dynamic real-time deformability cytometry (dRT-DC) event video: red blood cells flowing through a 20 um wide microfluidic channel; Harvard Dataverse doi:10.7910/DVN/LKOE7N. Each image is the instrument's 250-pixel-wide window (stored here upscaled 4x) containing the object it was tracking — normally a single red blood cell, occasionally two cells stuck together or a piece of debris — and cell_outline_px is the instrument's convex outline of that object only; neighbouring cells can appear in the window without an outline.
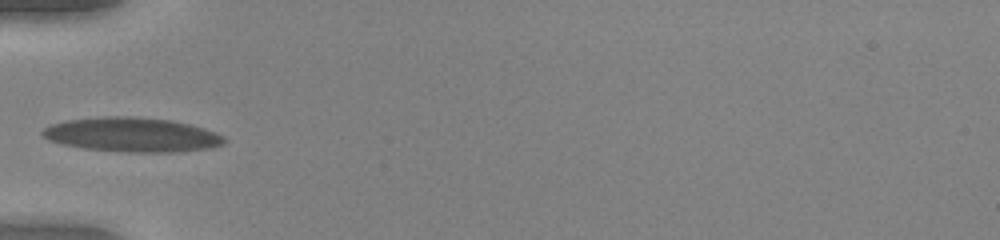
{"species": "human", "species_latin": "Homo sapiens", "temperature_condition": "warm", "stored_images_in_passage": 1, "camera_frame_rate_fps": 3000, "um_per_image_px": 0.085, "donor": {"sex": "female"}, "frame": {"image": 1, "passage_image": 1, "time_ms": 0.0, "image_size_px": [1000, 240], "cell_outline_px": [[228, 140], [224, 144], [208, 148], [176, 152], [128, 152], [84, 148], [64, 144], [48, 140], [40, 132], [44, 128], [52, 124], [64, 120], [100, 116], [136, 116], [172, 120], [204, 128], [216, 132], [224, 136]], "centroid_in_image_um": [11.24, 11.44], "position_along_channel_um": 73.8, "area_um2": 36.59}}